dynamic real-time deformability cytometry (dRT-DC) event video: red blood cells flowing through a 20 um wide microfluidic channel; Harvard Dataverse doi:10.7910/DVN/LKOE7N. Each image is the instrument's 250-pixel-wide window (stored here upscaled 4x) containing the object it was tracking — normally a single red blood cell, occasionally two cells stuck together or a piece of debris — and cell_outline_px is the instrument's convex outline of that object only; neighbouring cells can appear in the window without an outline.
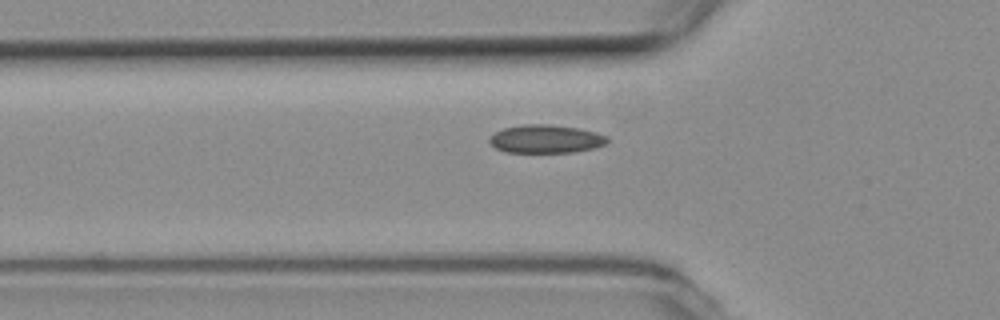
{"species": "common noctule bat (a hibernating species)", "species_latin": "Nyctalus noctula", "temperature_condition": "room temperature", "stored_images_in_passage": 34, "camera_frame_rate_fps": 3000, "um_per_image_px": 0.085, "animal": {"sex": "female", "body_mass_g": 19.3, "forearm_length_mm": 54.1}, "frame": {"image": 1, "passage_image": 5, "time_ms": 1.333, "image_size_px": [1000, 320], "cell_outline_px": [[608, 140], [604, 144], [596, 148], [572, 152], [504, 152], [496, 148], [488, 140], [496, 132], [504, 128], [524, 124], [548, 124], [580, 128], [596, 132], [608, 136]], "centroid_in_image_um": [46.42, 11.81], "position_along_channel_um": 79.4, "area_um2": 19.36}}
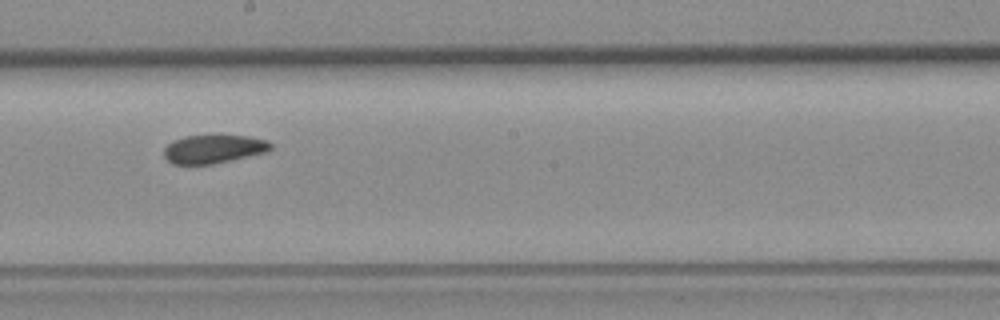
{"frame": {"image": 2, "passage_image": 17, "time_ms": 5.333, "image_size_px": [1000, 320], "cell_outline_px": [[272, 148], [268, 152], [212, 164], [172, 164], [164, 156], [164, 148], [172, 140], [184, 136], [252, 136], [268, 140], [272, 144]], "centroid_in_image_um": [18.18, 12.66], "position_along_channel_um": 230.0, "area_um2": 17.74}}
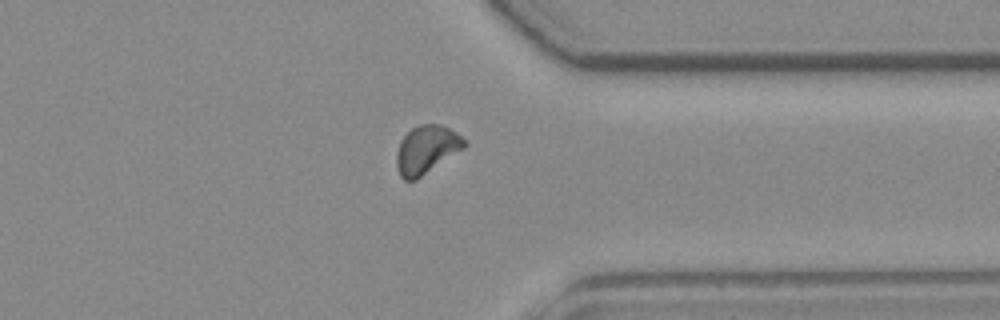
{"frame": {"image": 3, "passage_image": 29, "time_ms": 9.333, "image_size_px": [1000, 320], "cell_outline_px": [[468, 144], [464, 148], [416, 180], [404, 180], [400, 176], [396, 164], [396, 152], [400, 140], [412, 128], [420, 124], [440, 124], [456, 132], [468, 140]], "centroid_in_image_um": [36.26, 12.71], "position_along_channel_um": 375.1, "area_um2": 19.13}}